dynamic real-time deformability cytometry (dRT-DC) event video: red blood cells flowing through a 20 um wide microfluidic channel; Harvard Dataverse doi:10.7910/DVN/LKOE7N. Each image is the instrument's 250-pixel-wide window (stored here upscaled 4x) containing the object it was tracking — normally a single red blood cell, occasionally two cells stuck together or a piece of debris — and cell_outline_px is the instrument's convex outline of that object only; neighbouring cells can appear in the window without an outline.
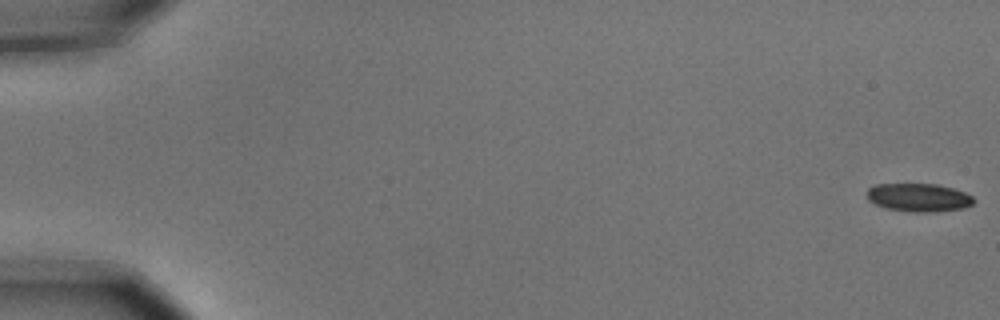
{"species": "common noctule bat (a hibernating species)", "species_latin": "Nyctalus noctula", "temperature_condition": "cold", "stored_images_in_passage": 6, "camera_frame_rate_fps": 3000, "um_per_image_px": 0.085, "animal": {"sex": "male", "body_mass_g": 15.6}, "frame": {"image": 1, "passage_image": 1, "time_ms": 0.0, "image_size_px": [1000, 320], "cell_outline_px": [[976, 200], [972, 204], [964, 208], [932, 212], [912, 212], [884, 208], [868, 200], [868, 188], [876, 184], [936, 184], [952, 188], [964, 192], [972, 196]], "centroid_in_image_um": [78.09, 16.79], "position_along_channel_um": 6.9, "area_um2": 17.57}}
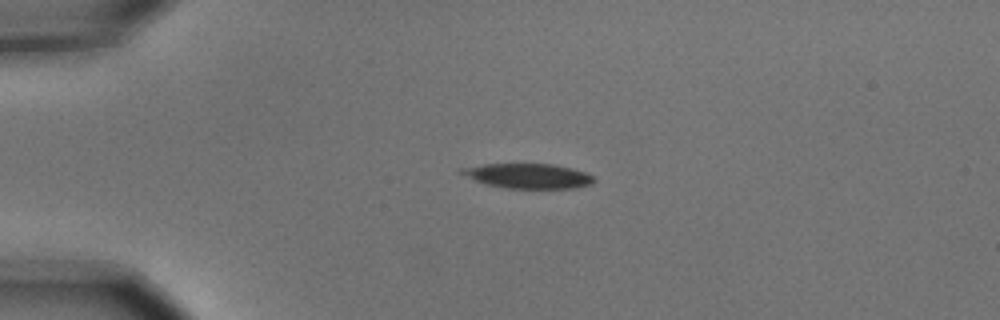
{"frame": {"image": 2, "passage_image": 4, "time_ms": 1.0, "image_size_px": [1000, 320], "cell_outline_px": [[596, 180], [592, 184], [576, 188], [504, 188], [488, 184], [476, 180], [456, 172], [460, 168], [484, 164], [552, 164], [572, 168], [588, 172]], "centroid_in_image_um": [44.92, 14.95], "position_along_channel_um": 40.1, "area_um2": 19.19}}
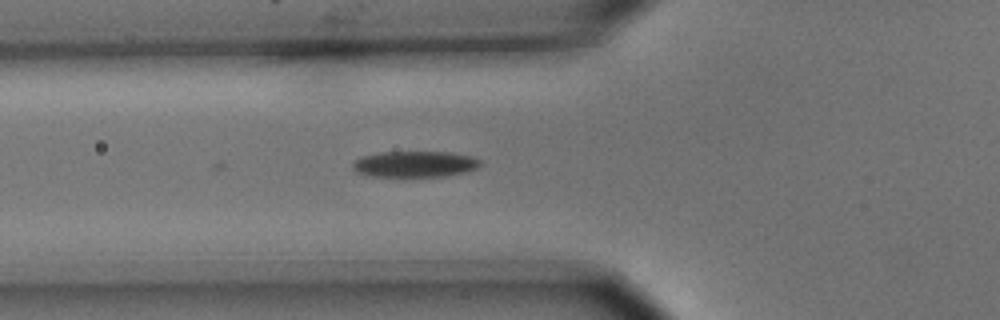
{"frame": {"image": 3, "passage_image": 6, "time_ms": 1.667, "image_size_px": [1000, 320], "cell_outline_px": [[480, 164], [476, 168], [468, 172], [444, 176], [368, 176], [356, 172], [352, 168], [352, 164], [360, 156], [384, 152], [452, 152], [472, 156], [480, 160]], "centroid_in_image_um": [35.26, 13.95], "position_along_channel_um": 90.5, "area_um2": 19.42}}